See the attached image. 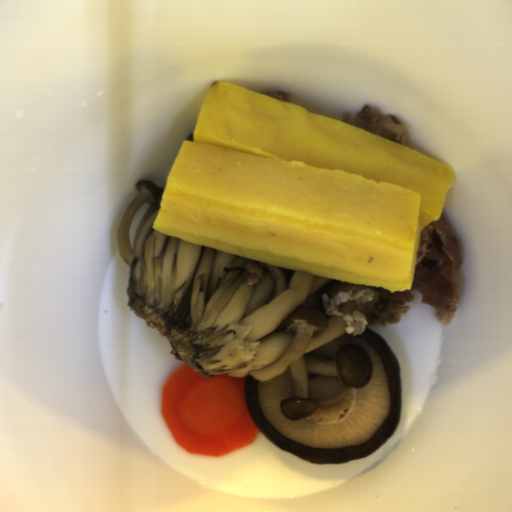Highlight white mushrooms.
<instances>
[{
  "label": "white mushrooms",
  "mask_w": 512,
  "mask_h": 512,
  "mask_svg": "<svg viewBox=\"0 0 512 512\" xmlns=\"http://www.w3.org/2000/svg\"><path fill=\"white\" fill-rule=\"evenodd\" d=\"M165 186L136 182L116 233L129 267V308L178 360L204 376L273 380L287 368L293 393L278 403L292 420L316 413L310 380L354 389L372 376L370 353L350 343L342 317L322 302L353 283L236 255L152 228Z\"/></svg>",
  "instance_id": "obj_1"
}]
</instances>
